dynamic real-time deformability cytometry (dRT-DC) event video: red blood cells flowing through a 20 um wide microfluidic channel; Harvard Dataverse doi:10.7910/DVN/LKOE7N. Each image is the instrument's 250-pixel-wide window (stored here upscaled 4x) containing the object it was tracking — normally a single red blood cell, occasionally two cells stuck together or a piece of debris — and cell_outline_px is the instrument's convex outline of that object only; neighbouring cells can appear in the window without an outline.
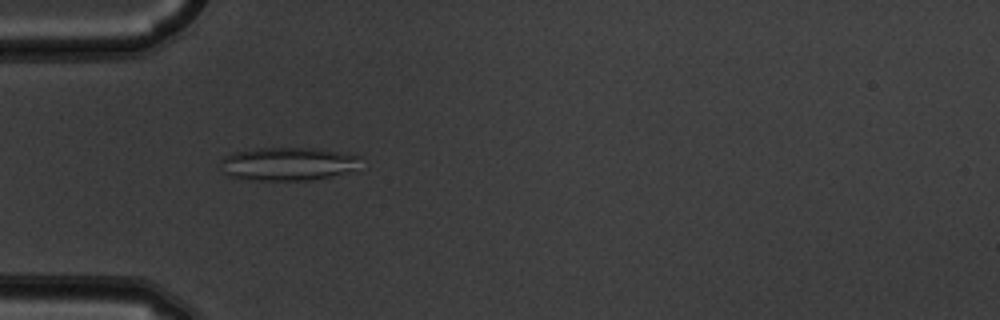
{"species": "common noctule bat (a hibernating species)", "species_latin": "Nyctalus noctula", "temperature_condition": "warm", "stored_images_in_passage": 6, "camera_frame_rate_fps": 3000, "um_per_image_px": 0.085, "animal": {"sex": "male", "body_mass_g": 19.5, "forearm_length_mm": 54.6}, "frame": {"image": 1, "passage_image": 2, "time_ms": 0.333, "image_size_px": [1000, 320], "cell_outline_px": [[364, 156], [356, 172], [312, 180], [252, 180], [228, 176], [224, 172], [220, 160], [224, 156], [232, 152], [260, 148], [320, 148]], "centroid_in_image_um": [24.59, 13.93], "position_along_channel_um": 60.4, "area_um2": 27.86}}
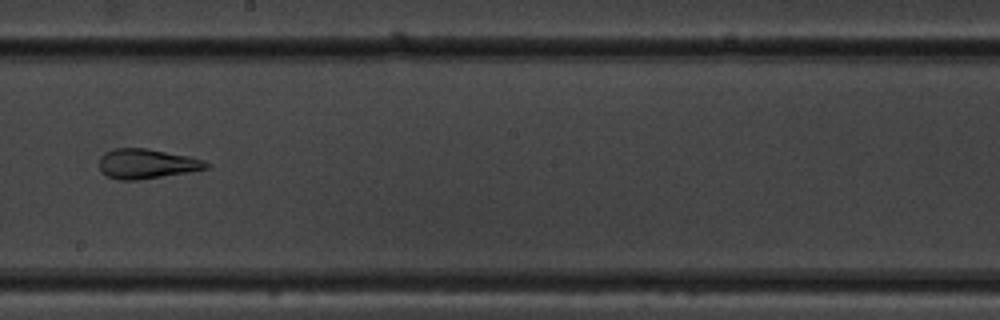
{"frame": {"image": 2, "passage_image": 6, "time_ms": 1.667, "image_size_px": [1000, 320], "cell_outline_px": [[212, 164], [208, 168], [188, 172], [136, 180], [120, 180], [108, 176], [100, 168], [100, 156], [104, 152], [116, 148], [148, 148], [192, 156], [204, 160]], "centroid_in_image_um": [12.52, 13.9], "position_along_channel_um": 235.7, "area_um2": 18.61}}